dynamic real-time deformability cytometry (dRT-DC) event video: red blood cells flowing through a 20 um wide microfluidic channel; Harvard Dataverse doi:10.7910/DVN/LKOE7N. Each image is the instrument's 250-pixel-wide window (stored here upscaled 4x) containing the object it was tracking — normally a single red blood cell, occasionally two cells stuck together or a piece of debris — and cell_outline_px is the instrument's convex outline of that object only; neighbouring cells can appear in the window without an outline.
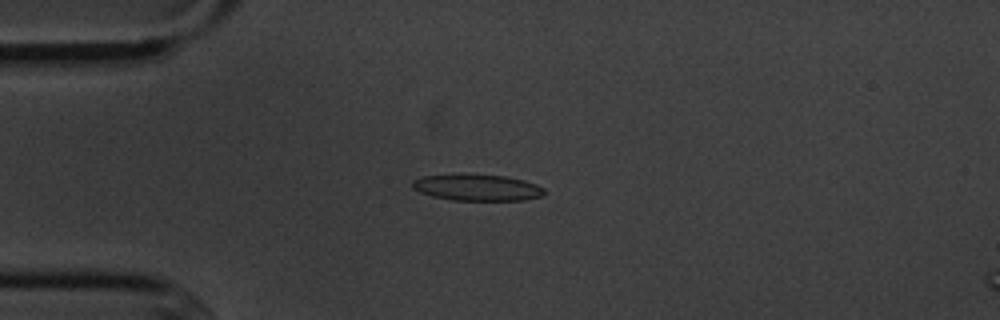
{"species": "common noctule bat (a hibernating species)", "species_latin": "Nyctalus noctula", "temperature_condition": "cold", "stored_images_in_passage": 5, "camera_frame_rate_fps": 3000, "um_per_image_px": 0.085, "animal": {"sex": "male", "body_mass_g": 20.1, "forearm_length_mm": 53.5}, "frame": {"image": 1, "passage_image": 2, "time_ms": 1.333, "image_size_px": [1000, 320], "cell_outline_px": [[544, 192], [540, 196], [524, 200], [452, 200], [432, 196], [420, 192], [412, 188], [412, 180], [420, 176], [504, 176], [524, 180], [536, 184], [544, 188]], "centroid_in_image_um": [40.56, 15.97], "position_along_channel_um": 44.4, "area_um2": 19.59}}
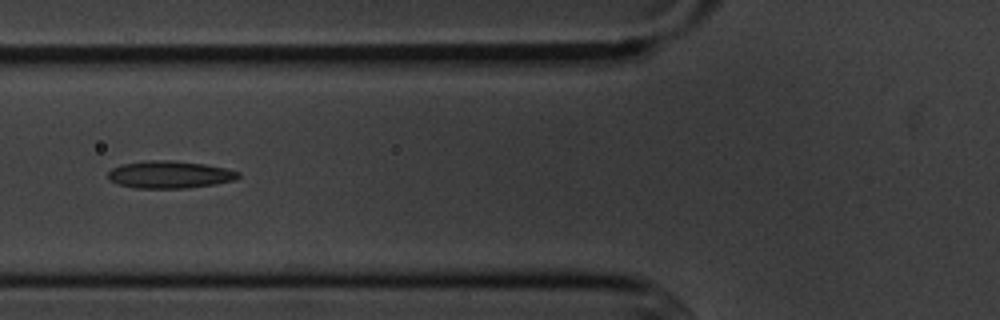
{"frame": {"image": 2, "passage_image": 4, "time_ms": 3.667, "image_size_px": [1000, 320], "cell_outline_px": [[240, 176], [236, 180], [216, 184], [188, 188], [136, 188], [116, 184], [108, 180], [108, 172], [112, 168], [120, 164], [144, 160], [172, 160], [204, 164], [224, 168], [240, 172]], "centroid_in_image_um": [14.39, 14.84], "position_along_channel_um": 111.4, "area_um2": 21.04}}
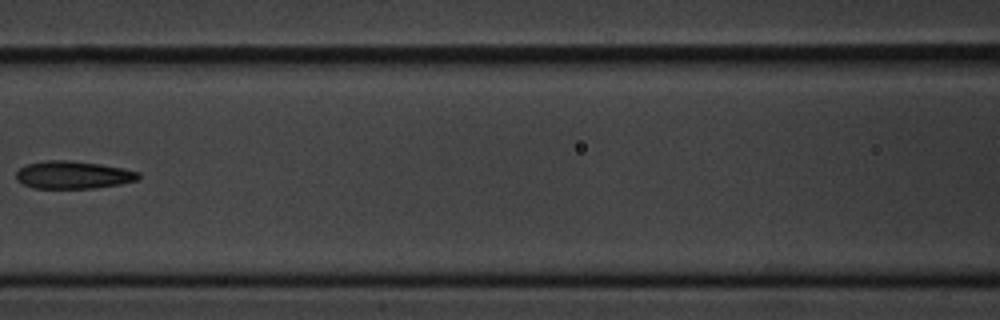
{"frame": {"image": 3, "passage_image": 5, "time_ms": 5.0, "image_size_px": [1000, 320], "cell_outline_px": [[140, 176], [136, 180], [120, 184], [92, 188], [32, 188], [16, 180], [16, 172], [20, 168], [28, 164], [44, 160], [72, 160], [100, 164], [124, 168], [140, 172]], "centroid_in_image_um": [6.21, 14.86], "position_along_channel_um": 160.4, "area_um2": 19.77}}